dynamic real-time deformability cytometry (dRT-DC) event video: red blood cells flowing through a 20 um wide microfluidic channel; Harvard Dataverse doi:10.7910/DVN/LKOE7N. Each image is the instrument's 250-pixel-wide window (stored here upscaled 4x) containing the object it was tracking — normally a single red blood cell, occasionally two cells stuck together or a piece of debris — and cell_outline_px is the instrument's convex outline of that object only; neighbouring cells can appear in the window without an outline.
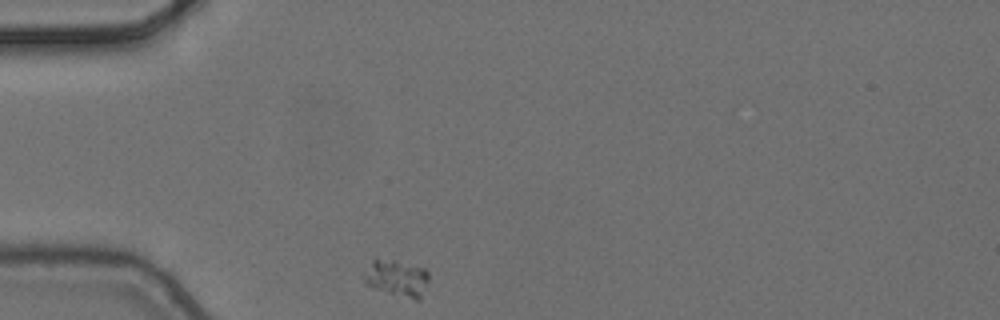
{"species": "common noctule bat (a hibernating species)", "species_latin": "Nyctalus noctula", "temperature_condition": "cold", "stored_images_in_passage": 2, "camera_frame_rate_fps": 3000, "um_per_image_px": 0.085, "animal": {"sex": "female", "body_mass_g": 24.6, "forearm_length_mm": 56.2}, "frame": {"image": 1, "passage_image": 1, "time_ms": 0.0, "image_size_px": [1000, 320], "cell_outline_px": [[428, 280], [420, 300], [416, 300], [388, 292], [364, 284], [364, 276], [372, 260], [376, 256], [396, 260], [424, 268], [428, 272]], "centroid_in_image_um": [33.73, 23.6], "position_along_channel_um": 51.3, "area_um2": 13.81}}